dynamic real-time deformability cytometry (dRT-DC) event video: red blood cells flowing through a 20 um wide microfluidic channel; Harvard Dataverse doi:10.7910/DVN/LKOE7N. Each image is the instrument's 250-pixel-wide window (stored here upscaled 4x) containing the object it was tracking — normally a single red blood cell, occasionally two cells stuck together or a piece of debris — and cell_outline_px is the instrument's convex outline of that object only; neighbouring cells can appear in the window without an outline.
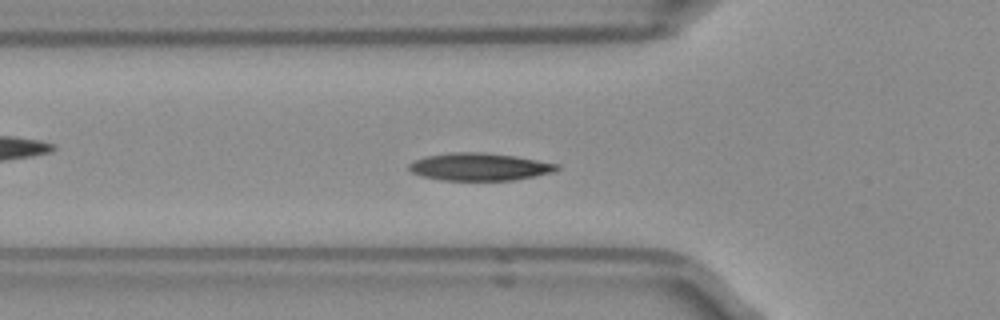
{"species": "Egyptian fruit bat (a non-hibernating species)", "species_latin": "Rousettus aegyptiacus", "temperature_condition": "room temperature", "stored_images_in_passage": 44, "camera_frame_rate_fps": 3000, "um_per_image_px": 0.085, "frame": {"image": 1, "passage_image": 13, "time_ms": 4.0, "image_size_px": [1000, 320], "cell_outline_px": [[560, 168], [552, 172], [512, 180], [440, 180], [424, 176], [412, 172], [408, 168], [408, 164], [424, 156], [452, 152], [484, 152], [516, 156], [560, 164]], "centroid_in_image_um": [40.75, 14.16], "position_along_channel_um": 85.0, "area_um2": 23.64}, "authors_computed_cell_mechanics": {"area_um2": 23.1778, "velocity_mm_per_s": 3.9133, "shape_relaxation_time_tau1_ms": 4.0553, "shape_relaxation_time_tau2_ms": 4.3, "deformation_change_tau1": 0.1319, "deformation_change_tau2": 0.0671}}